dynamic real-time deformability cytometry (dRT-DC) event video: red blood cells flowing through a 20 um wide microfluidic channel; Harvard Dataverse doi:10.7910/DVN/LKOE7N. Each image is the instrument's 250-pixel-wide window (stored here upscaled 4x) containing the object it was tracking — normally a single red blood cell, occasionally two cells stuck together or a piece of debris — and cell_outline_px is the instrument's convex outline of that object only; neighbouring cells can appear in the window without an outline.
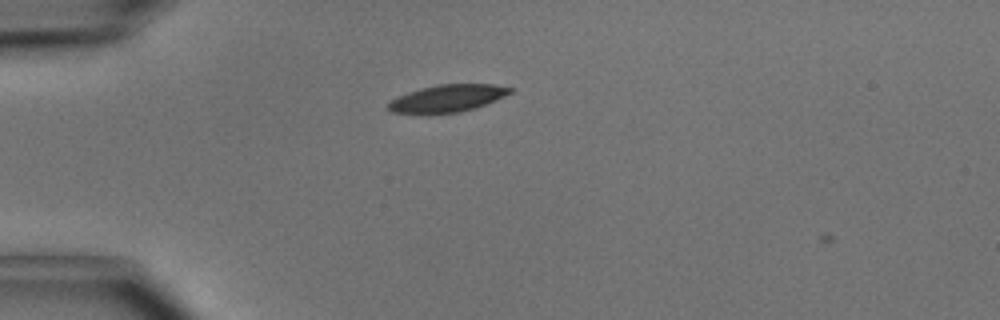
{"species": "common noctule bat (a hibernating species)", "species_latin": "Nyctalus noctula", "temperature_condition": "cold", "stored_images_in_passage": 39, "camera_frame_rate_fps": 3000, "um_per_image_px": 0.085, "animal": {"sex": "male", "body_mass_g": 15.6}, "frame": {"image": 1, "passage_image": 3, "time_ms": 0.667, "image_size_px": [1000, 320], "cell_outline_px": [[516, 88], [512, 92], [496, 100], [476, 108], [460, 112], [392, 112], [388, 108], [388, 100], [396, 96], [420, 88], [436, 84], [496, 84]], "centroid_in_image_um": [38.08, 8.32], "position_along_channel_um": 46.9, "area_um2": 19.25}}
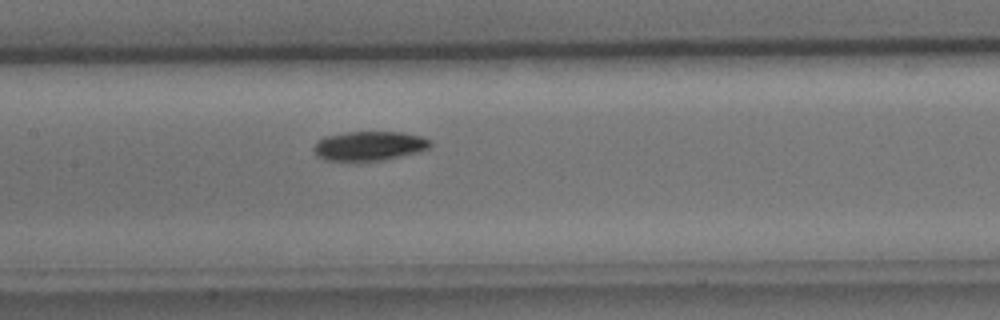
{"frame": {"image": 2, "passage_image": 14, "time_ms": 4.333, "image_size_px": [1000, 320], "cell_outline_px": [[432, 144], [428, 148], [416, 152], [380, 160], [328, 160], [316, 156], [312, 148], [316, 140], [324, 136], [348, 132], [400, 132], [420, 136], [432, 140]], "centroid_in_image_um": [31.33, 12.38], "position_along_channel_um": 176.1, "area_um2": 19.71}}
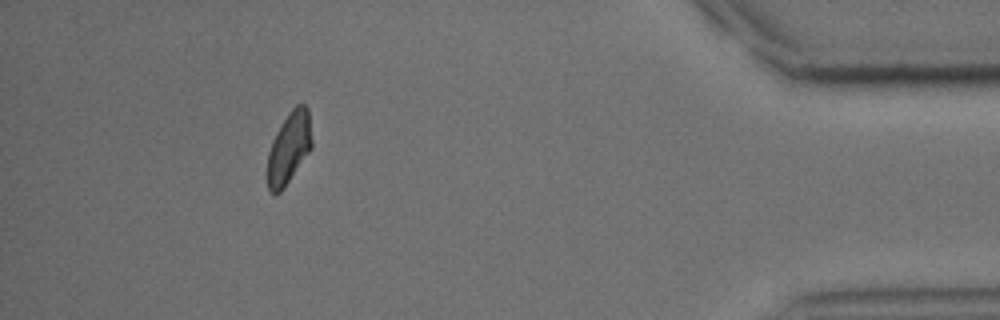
{"frame": {"image": 3, "passage_image": 35, "time_ms": 11.333, "image_size_px": [1000, 320], "cell_outline_px": [[312, 148], [284, 188], [280, 192], [268, 192], [268, 152], [272, 140], [276, 132], [288, 112], [296, 104], [304, 104], [308, 108], [312, 140]], "centroid_in_image_um": [24.57, 12.55], "position_along_channel_um": 410.6, "area_um2": 18.5}, "authors_computed_cell_mechanics": {"area_um2": 19.4208, "velocity_mm_per_s": 4.0691, "shape_relaxation_time_tau1_ms": 2.5432, "shape_relaxation_time_tau2_ms": null, "deformation_change_tau1": 0.1253, "deformation_change_tau2": null}}